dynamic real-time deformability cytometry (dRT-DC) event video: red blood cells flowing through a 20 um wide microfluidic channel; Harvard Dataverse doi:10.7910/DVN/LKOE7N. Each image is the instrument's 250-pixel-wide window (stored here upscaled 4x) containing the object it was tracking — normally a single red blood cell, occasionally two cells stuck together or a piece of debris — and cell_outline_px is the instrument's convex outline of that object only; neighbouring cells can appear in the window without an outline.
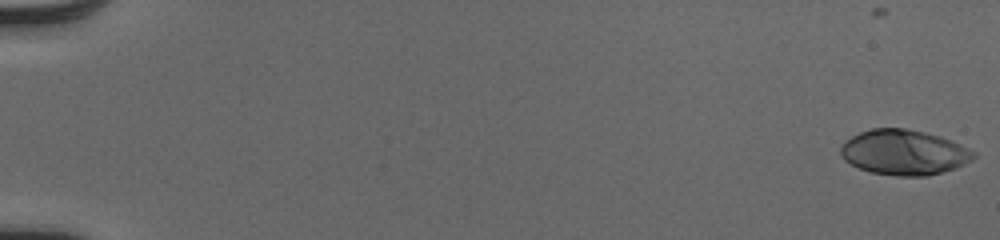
{"species": "human", "species_latin": "Homo sapiens", "temperature_condition": "cold", "stored_images_in_passage": 52, "camera_frame_rate_fps": 3000, "um_per_image_px": 0.085, "donor": {"sex": "male"}, "frame": {"image": 1, "passage_image": 1, "time_ms": 0.0, "image_size_px": [1000, 240], "cell_outline_px": [[976, 156], [972, 160], [956, 168], [928, 176], [896, 176], [872, 172], [860, 168], [844, 160], [840, 156], [840, 148], [844, 140], [860, 132], [872, 128], [904, 128], [924, 132], [940, 136], [952, 140], [976, 152]], "centroid_in_image_um": [76.84, 12.95], "position_along_channel_um": 8.2, "area_um2": 35.14}}
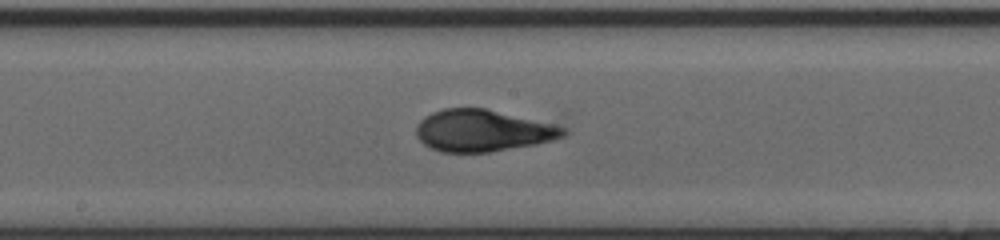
{"frame": {"image": 2, "passage_image": 30, "time_ms": 9.667, "image_size_px": [1000, 240], "cell_outline_px": [[568, 132], [564, 136], [552, 140], [536, 144], [488, 152], [440, 152], [424, 144], [416, 136], [416, 124], [424, 116], [432, 112], [444, 108], [484, 108], [560, 120], [568, 128]], "centroid_in_image_um": [41.22, 11.05], "position_along_channel_um": 207.0, "area_um2": 37.45}}
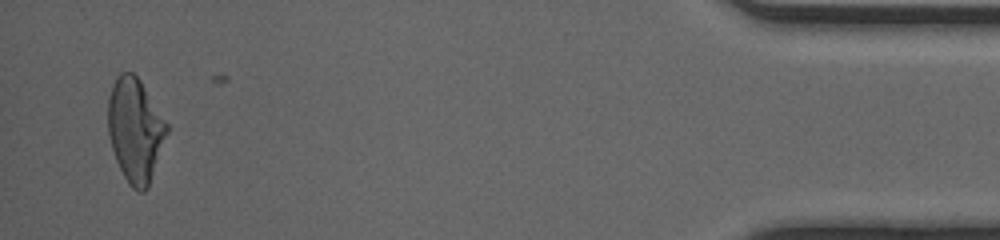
{"frame": {"image": 3, "passage_image": 51, "time_ms": 16.667, "image_size_px": [1000, 240], "cell_outline_px": [[168, 132], [148, 188], [144, 192], [140, 192], [132, 188], [128, 184], [116, 160], [108, 136], [108, 100], [116, 76], [120, 72], [132, 72], [140, 80], [168, 124]], "centroid_in_image_um": [11.49, 11.07], "position_along_channel_um": 423.7, "area_um2": 35.49}, "authors_computed_cell_mechanics": {"area_um2": 35.1135, "velocity_mm_per_s": 4.1277, "shape_relaxation_time_tau1_ms": 4.88, "shape_relaxation_time_tau2_ms": null, "deformation_change_tau1": 0.2096, "deformation_change_tau2": null}}